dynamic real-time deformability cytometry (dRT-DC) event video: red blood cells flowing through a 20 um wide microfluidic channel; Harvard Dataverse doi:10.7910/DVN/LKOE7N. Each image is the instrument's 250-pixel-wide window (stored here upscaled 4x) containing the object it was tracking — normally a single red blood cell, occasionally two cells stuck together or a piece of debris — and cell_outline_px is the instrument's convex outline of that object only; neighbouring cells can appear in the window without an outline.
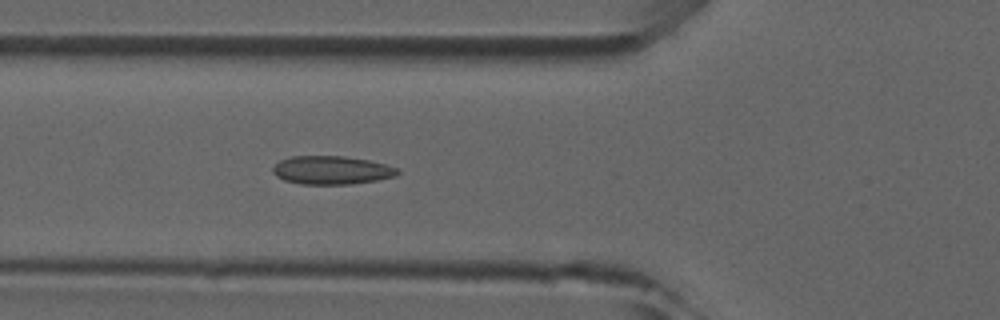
{"species": "common noctule bat (a hibernating species)", "species_latin": "Nyctalus noctula", "temperature_condition": "room temperature", "stored_images_in_passage": 37, "camera_frame_rate_fps": 3000, "um_per_image_px": 0.085, "animal": {"sex": "male", "forearm_length_mm": 52.5}, "frame": {"image": 1, "passage_image": 6, "time_ms": 1.667, "image_size_px": [1000, 320], "cell_outline_px": [[400, 172], [396, 176], [376, 180], [352, 184], [300, 184], [284, 180], [276, 176], [272, 172], [272, 168], [280, 160], [292, 156], [344, 156], [368, 160], [400, 168]], "centroid_in_image_um": [28.19, 14.46], "position_along_channel_um": 97.6, "area_um2": 20.69}}